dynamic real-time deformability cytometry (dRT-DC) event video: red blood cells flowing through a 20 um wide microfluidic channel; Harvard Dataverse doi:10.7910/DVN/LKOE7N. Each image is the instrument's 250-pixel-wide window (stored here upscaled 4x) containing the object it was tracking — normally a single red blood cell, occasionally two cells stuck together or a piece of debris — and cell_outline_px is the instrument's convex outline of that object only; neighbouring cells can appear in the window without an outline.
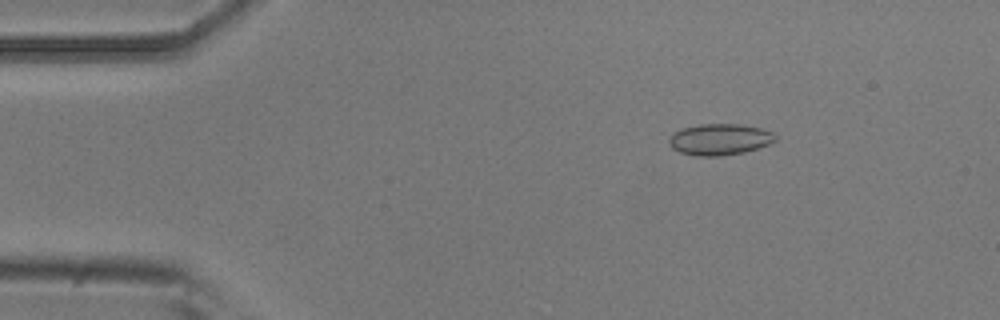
{"species": "common noctule bat (a hibernating species)", "species_latin": "Nyctalus noctula", "temperature_condition": "room temperature", "stored_images_in_passage": 5, "camera_frame_rate_fps": 3000, "um_per_image_px": 0.085, "animal": {"sex": "male", "body_mass_g": 20.5, "forearm_length_mm": 52.5}, "frame": {"image": 1, "passage_image": 3, "time_ms": 0.667, "image_size_px": [1000, 320], "cell_outline_px": [[776, 140], [768, 144], [744, 152], [720, 156], [696, 156], [680, 152], [672, 148], [668, 144], [668, 140], [680, 128], [700, 124], [740, 124], [760, 128], [772, 132], [776, 136]], "centroid_in_image_um": [61.15, 11.85], "position_along_channel_um": 23.9, "area_um2": 19.31}}